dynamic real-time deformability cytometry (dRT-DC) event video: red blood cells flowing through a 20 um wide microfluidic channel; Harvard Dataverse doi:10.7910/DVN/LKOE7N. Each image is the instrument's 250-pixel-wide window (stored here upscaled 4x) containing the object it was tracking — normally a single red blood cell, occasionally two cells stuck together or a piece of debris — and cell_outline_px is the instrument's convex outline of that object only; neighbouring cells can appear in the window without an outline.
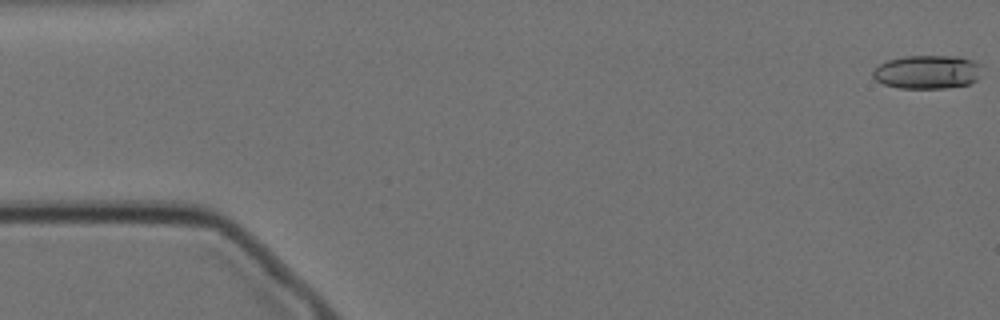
{"species": "Egyptian fruit bat (a non-hibernating species)", "species_latin": "Rousettus aegyptiacus", "temperature_condition": "cold", "stored_images_in_passage": 57, "camera_frame_rate_fps": 3000, "um_per_image_px": 0.085, "animal": {"sex": "female"}, "frame": {"image": 1, "passage_image": 1, "time_ms": 0.0, "image_size_px": [1000, 320], "cell_outline_px": [[980, 64], [976, 80], [968, 84], [944, 88], [900, 88], [884, 84], [876, 80], [872, 76], [872, 72], [880, 64], [888, 60], [904, 56], [960, 56], [972, 60]], "centroid_in_image_um": [78.79, 6.11], "position_along_channel_um": 6.2, "area_um2": 21.15}}
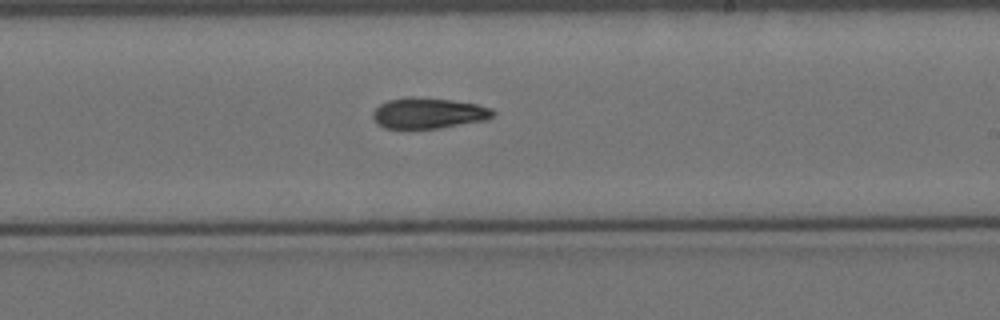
{"frame": {"image": 2, "passage_image": 33, "time_ms": 10.667, "image_size_px": [1000, 320], "cell_outline_px": [[496, 112], [488, 120], [440, 128], [384, 128], [376, 124], [372, 116], [372, 112], [380, 104], [388, 100], [408, 96], [412, 96], [452, 100], [476, 104], [492, 108]], "centroid_in_image_um": [36.41, 9.61], "position_along_channel_um": 252.6, "area_um2": 21.73}}
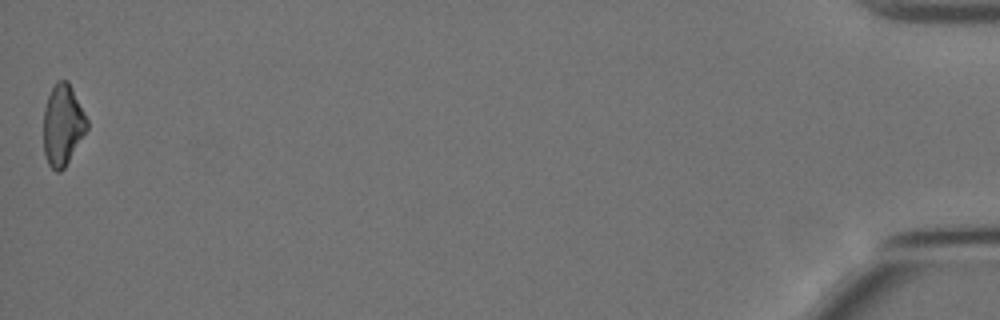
{"frame": {"image": 3, "passage_image": 57, "time_ms": 18.667, "image_size_px": [1000, 320], "cell_outline_px": [[88, 128], [64, 168], [60, 172], [56, 172], [48, 164], [44, 152], [44, 108], [48, 96], [56, 80], [68, 80], [88, 120]], "centroid_in_image_um": [5.33, 10.61], "position_along_channel_um": 429.9, "area_um2": 20.4}, "authors_computed_cell_mechanics": {"area_um2": 21.386, "velocity_mm_per_s": 3.5119, "shape_relaxation_time_tau1_ms": null, "shape_relaxation_time_tau2_ms": 10.4309, "deformation_change_tau1": null, "deformation_change_tau2": 0.2079}}